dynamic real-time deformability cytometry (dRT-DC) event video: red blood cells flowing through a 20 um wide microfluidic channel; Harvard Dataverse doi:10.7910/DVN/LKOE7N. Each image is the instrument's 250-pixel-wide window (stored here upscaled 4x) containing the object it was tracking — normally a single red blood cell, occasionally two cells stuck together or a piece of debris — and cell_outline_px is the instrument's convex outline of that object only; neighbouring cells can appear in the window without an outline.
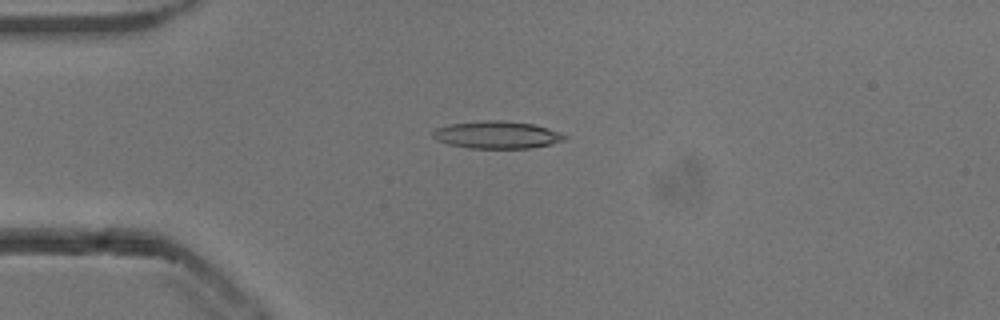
{"species": "common noctule bat (a hibernating species)", "species_latin": "Nyctalus noctula", "temperature_condition": "cold", "stored_images_in_passage": 53, "camera_frame_rate_fps": 3000, "um_per_image_px": 0.085, "animal": {"sex": "male", "body_mass_g": 13.3}, "frame": {"image": 1, "passage_image": 13, "time_ms": 4.0, "image_size_px": [1000, 320], "cell_outline_px": [[568, 136], [564, 140], [552, 144], [528, 148], [468, 148], [448, 144], [436, 140], [432, 136], [432, 132], [436, 128], [448, 124], [484, 120], [504, 120], [532, 124]], "centroid_in_image_um": [42.17, 11.46], "position_along_channel_um": 42.8, "area_um2": 20.92}}
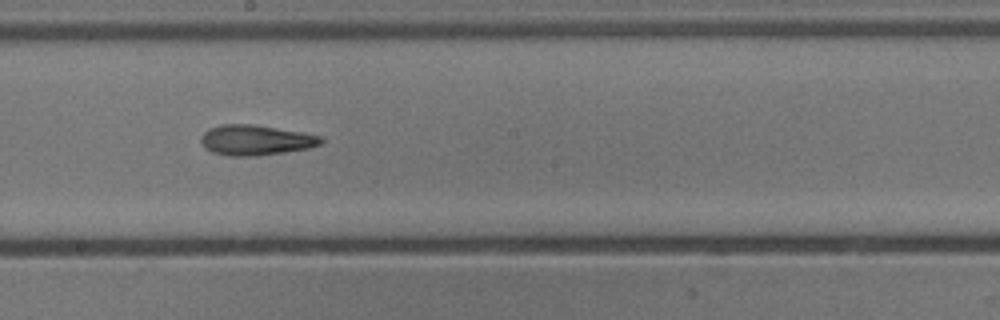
{"frame": {"image": 2, "passage_image": 29, "time_ms": 9.333, "image_size_px": [1000, 320], "cell_outline_px": [[324, 140], [320, 144], [308, 148], [284, 152], [256, 156], [232, 156], [212, 152], [204, 148], [200, 140], [200, 136], [208, 128], [220, 124], [256, 124], [304, 132], [320, 136]], "centroid_in_image_um": [21.7, 11.89], "position_along_channel_um": 226.5, "area_um2": 21.39}}
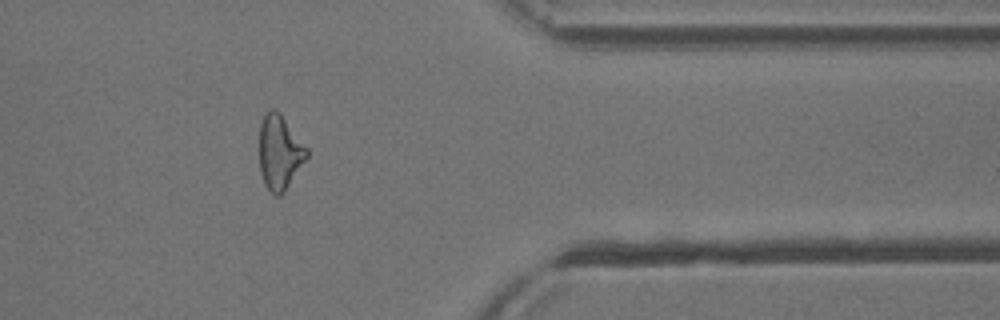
{"frame": {"image": 3, "passage_image": 43, "time_ms": 14.0, "image_size_px": [1000, 320], "cell_outline_px": [[308, 156], [284, 192], [280, 196], [276, 196], [264, 184], [260, 172], [260, 124], [264, 116], [272, 108], [276, 108], [280, 112], [308, 148]], "centroid_in_image_um": [23.78, 12.93], "position_along_channel_um": 387.6, "area_um2": 20.52}, "authors_computed_cell_mechanics": {"area_um2": 20.5768, "velocity_mm_per_s": 3.8516, "shape_relaxation_time_tau1_ms": 5.4238, "shape_relaxation_time_tau2_ms": 3.7391, "deformation_change_tau1": 0.1777, "deformation_change_tau2": 0.1554}}